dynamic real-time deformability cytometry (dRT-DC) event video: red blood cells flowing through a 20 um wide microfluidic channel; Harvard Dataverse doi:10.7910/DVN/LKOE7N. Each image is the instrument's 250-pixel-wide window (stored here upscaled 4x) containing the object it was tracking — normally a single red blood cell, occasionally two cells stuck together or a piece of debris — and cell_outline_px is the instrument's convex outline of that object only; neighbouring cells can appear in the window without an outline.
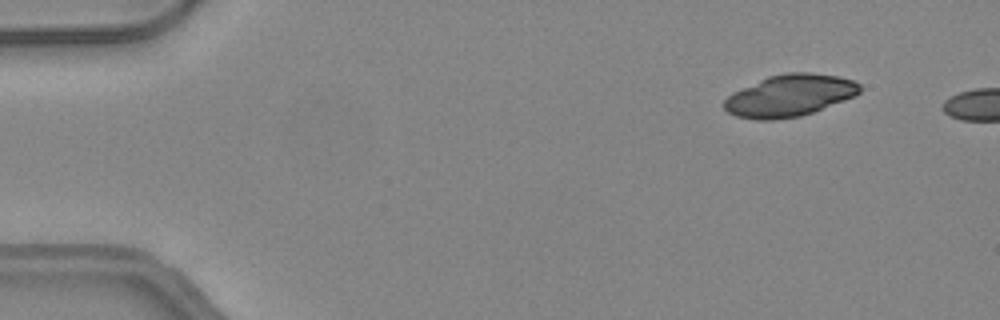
{"species": "common noctule bat (a hibernating species)", "species_latin": "Nyctalus noctula", "temperature_condition": "warm", "stored_images_in_passage": 8, "camera_frame_rate_fps": 3000, "um_per_image_px": 0.085, "animal": {"sex": "female", "body_mass_g": 24.6, "forearm_length_mm": 56.2}, "frame": {"image": 1, "passage_image": 5, "time_ms": 1.333, "image_size_px": [1000, 320], "cell_outline_px": [[860, 92], [856, 96], [812, 112], [800, 116], [776, 120], [756, 120], [736, 116], [728, 112], [724, 108], [724, 100], [732, 92], [768, 76], [784, 72], [808, 72], [836, 76], [852, 80], [860, 84]], "centroid_in_image_um": [67.1, 8.12], "position_along_channel_um": 17.9, "area_um2": 33.12}}